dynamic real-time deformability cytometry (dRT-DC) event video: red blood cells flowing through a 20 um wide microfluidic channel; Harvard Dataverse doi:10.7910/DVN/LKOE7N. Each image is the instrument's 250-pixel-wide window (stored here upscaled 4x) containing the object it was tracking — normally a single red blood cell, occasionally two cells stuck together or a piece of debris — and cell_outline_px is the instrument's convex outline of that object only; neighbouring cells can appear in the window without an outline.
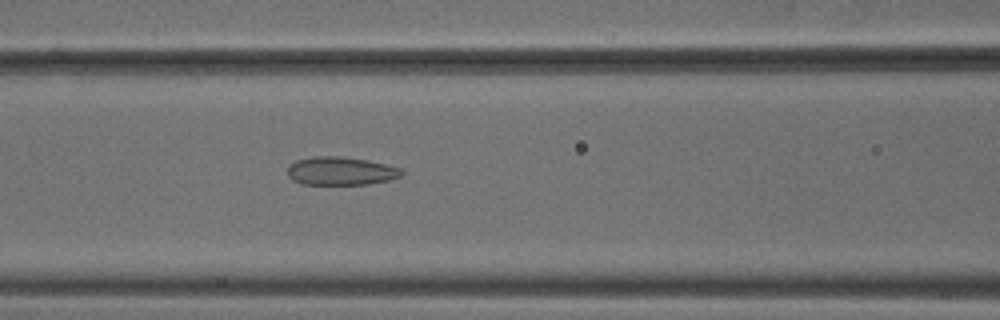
{"species": "common noctule bat (a hibernating species)", "species_latin": "Nyctalus noctula", "temperature_condition": "cold", "stored_images_in_passage": 53, "camera_frame_rate_fps": 3000, "um_per_image_px": 0.085, "animal": {"sex": "male", "body_mass_g": 18.8}, "frame": {"image": 1, "passage_image": 23, "time_ms": 7.333, "image_size_px": [1000, 320], "cell_outline_px": [[404, 176], [388, 180], [368, 184], [300, 184], [292, 180], [288, 176], [288, 164], [296, 160], [312, 156], [340, 156], [368, 160], [400, 168], [404, 172]], "centroid_in_image_um": [28.95, 14.53], "position_along_channel_um": 137.7, "area_um2": 18.96}}
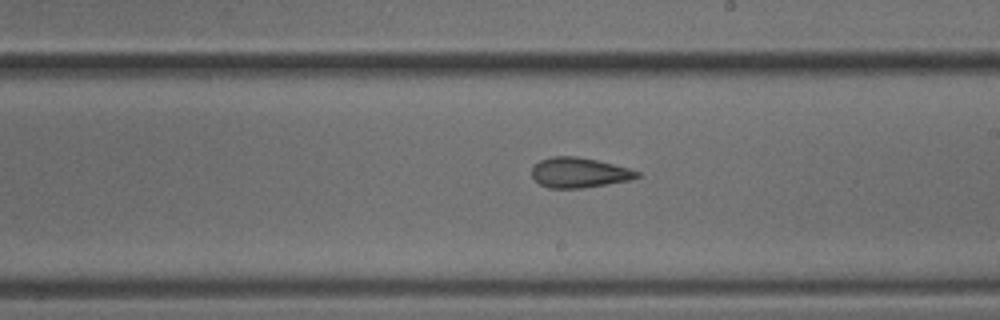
{"frame": {"image": 2, "passage_image": 31, "time_ms": 10.0, "image_size_px": [1000, 320], "cell_outline_px": [[640, 176], [632, 180], [580, 188], [548, 188], [540, 184], [532, 176], [532, 168], [540, 160], [552, 156], [576, 156], [596, 160], [628, 168], [640, 172]], "centroid_in_image_um": [49.23, 14.67], "position_along_channel_um": 239.8, "area_um2": 18.32}}
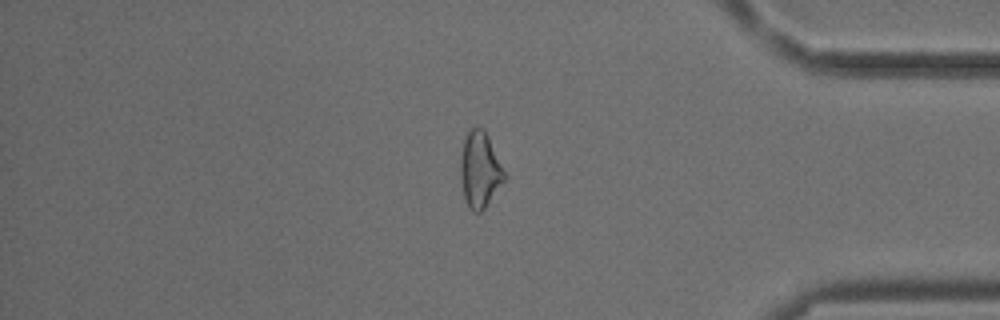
{"frame": {"image": 3, "passage_image": 45, "time_ms": 14.667, "image_size_px": [1000, 320], "cell_outline_px": [[508, 176], [484, 208], [480, 212], [472, 212], [468, 208], [464, 196], [460, 176], [460, 156], [464, 136], [472, 128], [484, 128]], "centroid_in_image_um": [40.79, 14.42], "position_along_channel_um": 394.4, "area_um2": 19.59}, "authors_computed_cell_mechanics": {"area_um2": 19.8254, "velocity_mm_per_s": 3.8299, "shape_relaxation_time_tau1_ms": null, "shape_relaxation_time_tau2_ms": 2.4845, "deformation_change_tau1": null, "deformation_change_tau2": 0.0966}}